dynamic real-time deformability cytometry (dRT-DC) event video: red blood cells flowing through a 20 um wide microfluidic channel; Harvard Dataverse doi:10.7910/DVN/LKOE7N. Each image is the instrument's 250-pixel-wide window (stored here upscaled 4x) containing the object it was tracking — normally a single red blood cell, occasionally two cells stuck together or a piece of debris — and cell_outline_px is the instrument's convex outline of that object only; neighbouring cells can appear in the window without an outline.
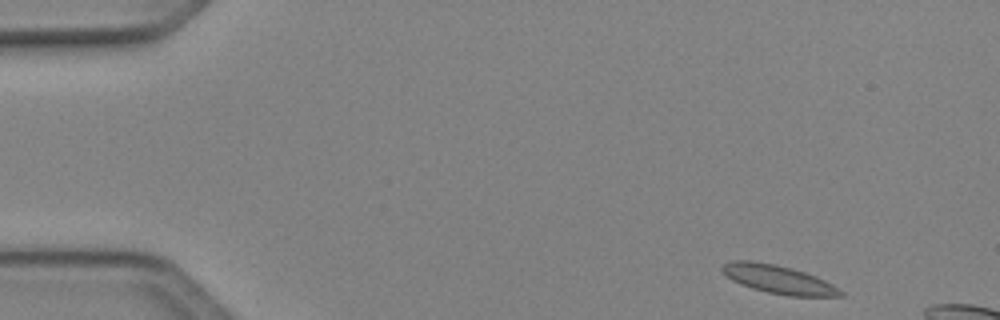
{"species": "Egyptian fruit bat (a non-hibernating species)", "species_latin": "Rousettus aegyptiacus", "temperature_condition": "cold", "stored_images_in_passage": 8, "camera_frame_rate_fps": 3000, "um_per_image_px": 0.085, "animal": {"sex": "female"}, "frame": {"image": 1, "passage_image": 1, "time_ms": 0.0, "image_size_px": [1000, 320], "cell_outline_px": [[844, 296], [788, 296], [768, 292], [752, 288], [740, 284], [724, 276], [720, 268], [724, 264], [732, 260], [752, 260], [776, 264], [792, 268], [816, 276], [832, 284], [844, 292]], "centroid_in_image_um": [66.13, 23.73], "position_along_channel_um": 18.9, "area_um2": 19.71}}